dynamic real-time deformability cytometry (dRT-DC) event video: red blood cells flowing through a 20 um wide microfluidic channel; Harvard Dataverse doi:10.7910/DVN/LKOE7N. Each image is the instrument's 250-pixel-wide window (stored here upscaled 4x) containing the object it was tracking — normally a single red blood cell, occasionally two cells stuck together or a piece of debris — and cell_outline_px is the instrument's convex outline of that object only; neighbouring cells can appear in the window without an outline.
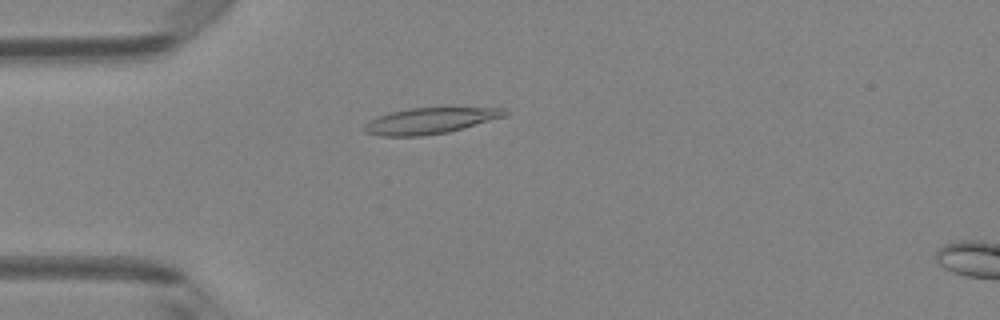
{"species": "Egyptian fruit bat (a non-hibernating species)", "species_latin": "Rousettus aegyptiacus", "temperature_condition": "room temperature", "stored_images_in_passage": 33, "camera_frame_rate_fps": 3000, "um_per_image_px": 0.085, "animal": {"sex": "female"}, "frame": {"image": 1, "passage_image": 4, "time_ms": 1.0, "image_size_px": [1000, 320], "cell_outline_px": [[508, 116], [464, 128], [448, 132], [420, 136], [380, 136], [364, 132], [360, 128], [368, 120], [376, 116], [388, 112], [408, 108], [504, 108], [508, 112]], "centroid_in_image_um": [36.5, 10.27], "position_along_channel_um": 48.5, "area_um2": 21.62}}
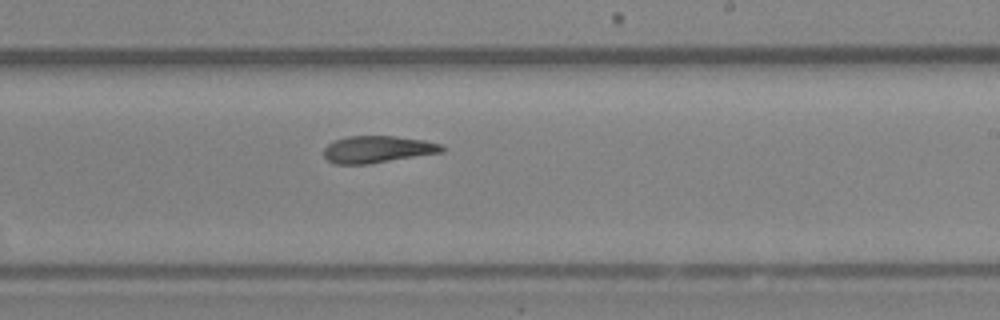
{"frame": {"image": 2, "passage_image": 20, "time_ms": 6.333, "image_size_px": [1000, 320], "cell_outline_px": [[444, 152], [368, 164], [336, 164], [328, 160], [324, 156], [324, 148], [328, 144], [336, 140], [348, 136], [396, 136], [424, 140], [440, 144], [444, 148]], "centroid_in_image_um": [32.1, 12.69], "position_along_channel_um": 256.9, "area_um2": 18.5}}
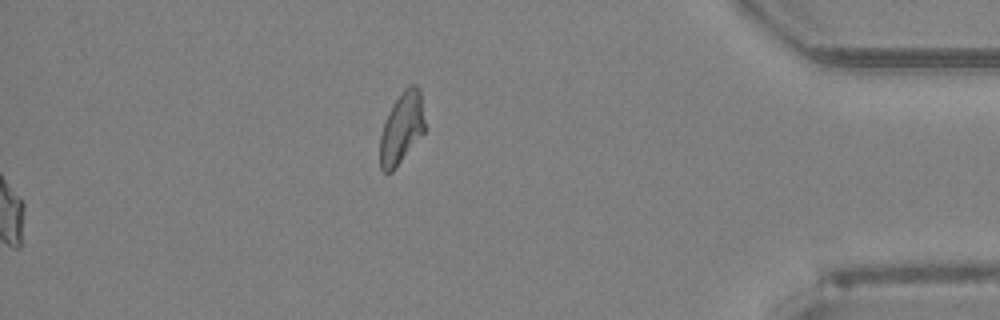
{"frame": {"image": 3, "passage_image": 33, "time_ms": 10.667, "image_size_px": [1000, 320], "cell_outline_px": [[424, 132], [392, 172], [384, 172], [380, 168], [380, 136], [388, 112], [392, 104], [404, 88], [408, 84], [416, 84], [420, 88], [424, 120]], "centroid_in_image_um": [34.13, 10.85], "position_along_channel_um": 401.1, "area_um2": 18.55}, "authors_computed_cell_mechanics": {"area_um2": 19.4786, "velocity_mm_per_s": 4.196, "shape_relaxation_time_tau1_ms": null, "shape_relaxation_time_tau2_ms": 7.5347, "deformation_change_tau1": null, "deformation_change_tau2": 0.1456}}